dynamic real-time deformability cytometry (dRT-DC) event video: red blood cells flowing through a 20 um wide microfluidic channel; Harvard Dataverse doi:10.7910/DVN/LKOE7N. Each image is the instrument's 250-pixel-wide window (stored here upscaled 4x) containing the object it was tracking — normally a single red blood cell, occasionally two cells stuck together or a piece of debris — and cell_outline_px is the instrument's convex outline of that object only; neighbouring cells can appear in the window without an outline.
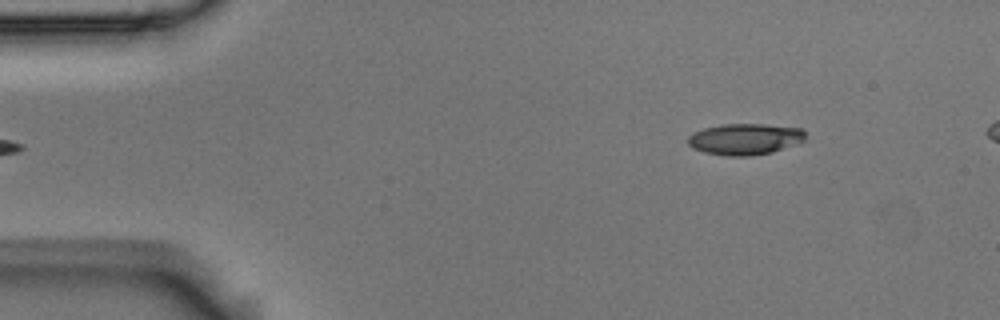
{"species": "Egyptian fruit bat (a non-hibernating species)", "species_latin": "Rousettus aegyptiacus", "temperature_condition": "room temperature", "stored_images_in_passage": 5, "segment_of_instrument_passage": [2, 2], "camera_frame_rate_fps": 3000, "um_per_image_px": 0.085, "animal": {"sex": "male"}, "frame": {"image": 1, "passage_image": 5, "time_ms": 1.333, "image_size_px": [1000, 320], "cell_outline_px": [[804, 140], [772, 152], [748, 156], [728, 156], [704, 152], [692, 148], [688, 144], [688, 136], [692, 132], [704, 128], [724, 124], [764, 124], [800, 128], [804, 132]], "centroid_in_image_um": [63.26, 11.82], "position_along_channel_um": 21.7, "area_um2": 21.21}}